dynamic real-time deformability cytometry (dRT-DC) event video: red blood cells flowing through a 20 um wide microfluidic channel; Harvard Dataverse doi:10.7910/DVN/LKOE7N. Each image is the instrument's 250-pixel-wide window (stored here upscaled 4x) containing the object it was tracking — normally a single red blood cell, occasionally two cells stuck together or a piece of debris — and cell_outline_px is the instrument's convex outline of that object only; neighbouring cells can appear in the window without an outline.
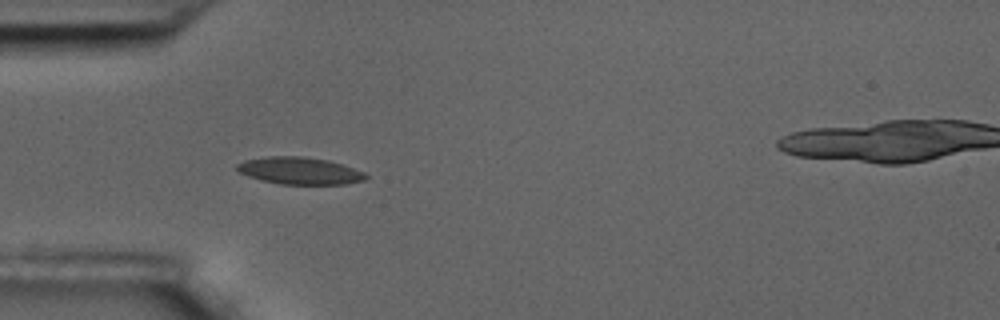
{"species": "common noctule bat (a hibernating species)", "species_latin": "Nyctalus noctula", "temperature_condition": "room temperature", "stored_images_in_passage": 5, "camera_frame_rate_fps": 3000, "um_per_image_px": 0.085, "animal": {"sex": "male", "body_mass_g": 17.5, "forearm_length_mm": 52.3}, "frame": {"image": 1, "passage_image": 5, "time_ms": 1.333, "image_size_px": [1000, 320], "cell_outline_px": [[368, 176], [364, 180], [348, 184], [280, 184], [260, 180], [248, 176], [240, 172], [236, 168], [236, 164], [244, 160], [268, 156], [300, 156], [328, 160], [364, 172]], "centroid_in_image_um": [25.44, 14.52], "position_along_channel_um": 59.6, "area_um2": 20.29}}